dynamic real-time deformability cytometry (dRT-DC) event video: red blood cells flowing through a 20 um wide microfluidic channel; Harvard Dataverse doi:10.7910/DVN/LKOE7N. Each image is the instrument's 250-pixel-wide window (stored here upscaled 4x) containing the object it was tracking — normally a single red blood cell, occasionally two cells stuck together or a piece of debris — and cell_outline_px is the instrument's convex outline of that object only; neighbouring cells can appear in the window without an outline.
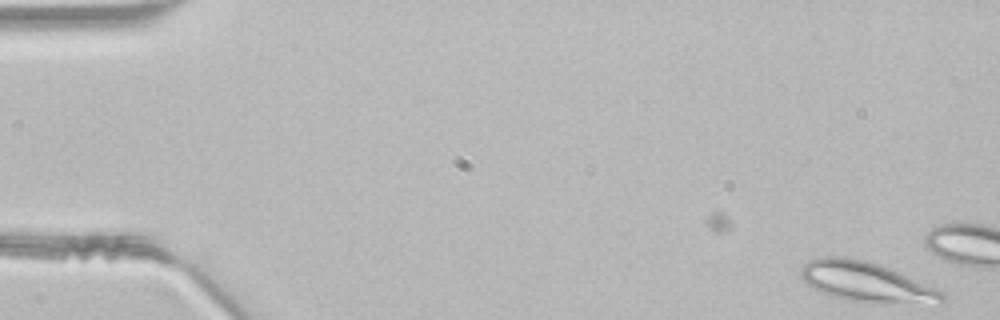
{"species": "common noctule bat (a hibernating species)", "species_latin": "Nyctalus noctula", "temperature_condition": "room temperature", "stored_images_in_passage": 4, "camera_frame_rate_fps": 3000, "um_per_image_px": 0.085, "animal": {"sex": "male", "body_mass_g": 21.5, "forearm_length_mm": 52.0}, "frame": {"image": 1, "passage_image": 4, "time_ms": 1.0, "image_size_px": [1000, 320], "cell_outline_px": [[944, 300], [940, 304], [872, 304], [848, 300], [832, 296], [808, 284], [800, 276], [800, 268], [808, 260], [820, 256], [844, 256], [864, 260], [880, 264], [908, 276], [944, 292]], "centroid_in_image_um": [73.66, 23.98], "position_along_channel_um": 11.3, "area_um2": 33.29}}